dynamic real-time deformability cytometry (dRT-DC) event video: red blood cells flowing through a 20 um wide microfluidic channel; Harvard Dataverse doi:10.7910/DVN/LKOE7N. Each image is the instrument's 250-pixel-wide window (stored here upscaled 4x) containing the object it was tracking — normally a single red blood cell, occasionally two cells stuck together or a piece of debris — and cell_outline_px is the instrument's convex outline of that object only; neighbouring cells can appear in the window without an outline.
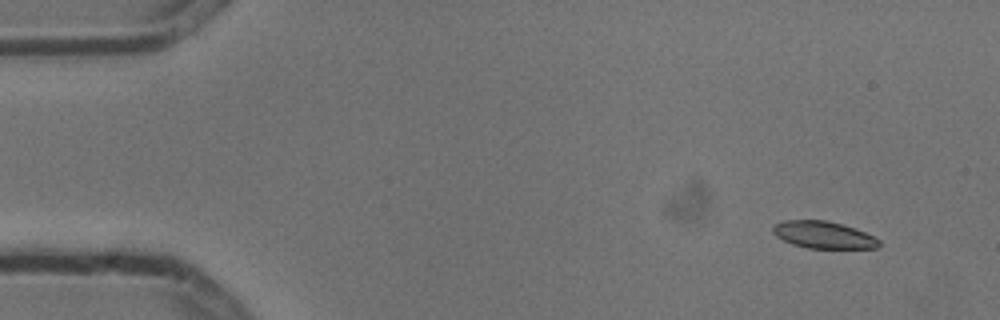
{"species": "common noctule bat (a hibernating species)", "species_latin": "Nyctalus noctula", "temperature_condition": "cold", "stored_images_in_passage": 4, "camera_frame_rate_fps": 3000, "um_per_image_px": 0.085, "animal": {"sex": "male", "body_mass_g": 13.3}, "frame": {"image": 1, "passage_image": 1, "time_ms": 0.0, "image_size_px": [1000, 320], "cell_outline_px": [[880, 244], [876, 248], [808, 248], [792, 244], [776, 236], [772, 232], [772, 228], [776, 224], [784, 220], [828, 220], [856, 228], [880, 240]], "centroid_in_image_um": [69.99, 19.96], "position_along_channel_um": 15.0, "area_um2": 16.7}}